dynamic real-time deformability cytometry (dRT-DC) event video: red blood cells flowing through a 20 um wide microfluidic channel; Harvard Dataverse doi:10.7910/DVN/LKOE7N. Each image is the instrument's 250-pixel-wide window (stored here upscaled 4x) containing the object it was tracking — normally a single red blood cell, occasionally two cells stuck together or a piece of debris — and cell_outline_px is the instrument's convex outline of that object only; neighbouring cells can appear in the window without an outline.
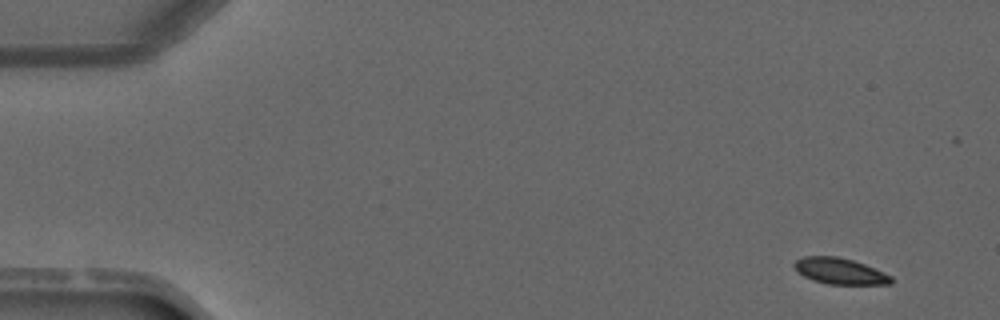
{"species": "common noctule bat (a hibernating species)", "species_latin": "Nyctalus noctula", "temperature_condition": "warm", "stored_images_in_passage": 5, "camera_frame_rate_fps": 3000, "um_per_image_px": 0.085, "animal": {"sex": "male", "forearm_length_mm": 52.5}, "frame": {"image": 1, "passage_image": 1, "time_ms": 0.0, "image_size_px": [1000, 320], "cell_outline_px": [[892, 284], [828, 284], [812, 280], [796, 272], [792, 264], [796, 260], [804, 256], [836, 256], [852, 260], [864, 264], [884, 272], [892, 276]], "centroid_in_image_um": [71.35, 23.04], "position_along_channel_um": 13.6, "area_um2": 14.8}}
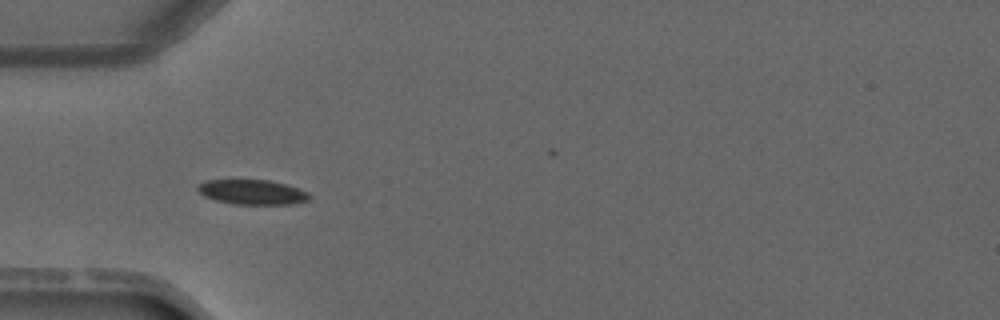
{"frame": {"image": 2, "passage_image": 4, "time_ms": 3.667, "image_size_px": [1000, 320], "cell_outline_px": [[312, 196], [308, 200], [292, 204], [236, 204], [216, 200], [204, 196], [196, 188], [200, 184], [208, 180], [268, 180], [284, 184], [308, 192]], "centroid_in_image_um": [21.46, 16.33], "position_along_channel_um": 63.5, "area_um2": 15.9}}
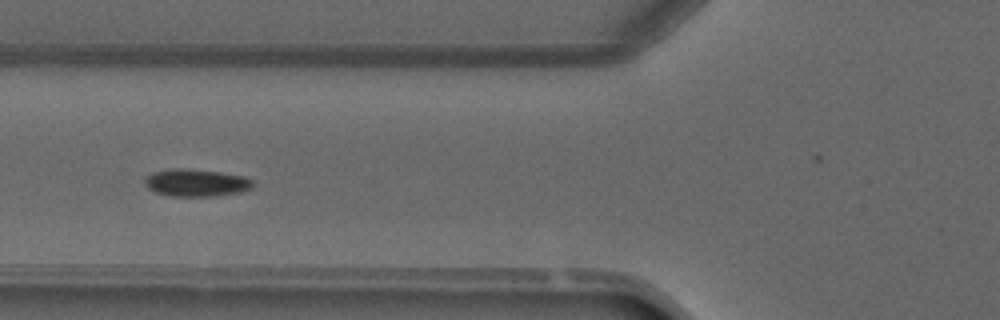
{"frame": {"image": 3, "passage_image": 5, "time_ms": 4.667, "image_size_px": [1000, 320], "cell_outline_px": [[252, 188], [240, 192], [216, 196], [172, 196], [156, 192], [148, 188], [144, 180], [152, 172], [176, 168], [180, 168], [220, 172], [244, 176], [252, 180]], "centroid_in_image_um": [16.69, 15.54], "position_along_channel_um": 109.1, "area_um2": 17.05}}